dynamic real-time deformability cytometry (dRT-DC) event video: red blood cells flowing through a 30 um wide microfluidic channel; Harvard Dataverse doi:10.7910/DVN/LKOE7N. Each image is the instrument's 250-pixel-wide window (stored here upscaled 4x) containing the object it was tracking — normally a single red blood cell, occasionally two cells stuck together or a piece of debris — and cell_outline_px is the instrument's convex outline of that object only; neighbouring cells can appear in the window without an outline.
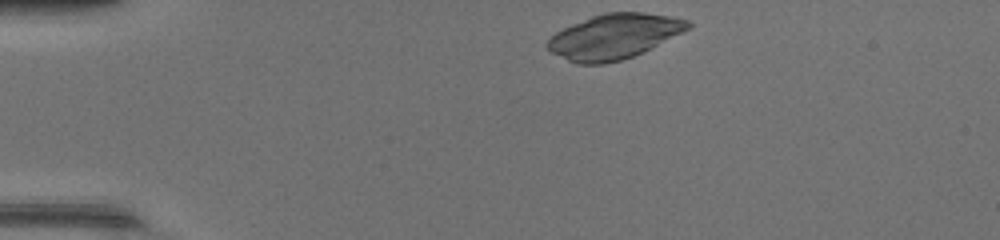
{"species": "common noctule bat (a hibernating species)", "species_latin": "Nyctalus noctula", "temperature_condition": "warm", "stored_images_in_passage": 39, "camera_frame_rate_fps": 3000, "um_per_image_px": 0.085, "animal": {"sex": "female", "body_mass_g": 17.0, "forearm_length_mm": 48.0}, "frame": {"image": 1, "passage_image": 1, "time_ms": 0.0, "image_size_px": [1000, 240], "cell_outline_px": [[692, 28], [632, 56], [620, 60], [604, 64], [576, 64], [552, 52], [544, 44], [556, 32], [572, 24], [592, 16], [604, 12], [644, 12], [668, 16], [688, 20], [692, 24]], "centroid_in_image_um": [52.19, 3.09], "position_along_channel_um": 32.8, "area_um2": 36.41}}